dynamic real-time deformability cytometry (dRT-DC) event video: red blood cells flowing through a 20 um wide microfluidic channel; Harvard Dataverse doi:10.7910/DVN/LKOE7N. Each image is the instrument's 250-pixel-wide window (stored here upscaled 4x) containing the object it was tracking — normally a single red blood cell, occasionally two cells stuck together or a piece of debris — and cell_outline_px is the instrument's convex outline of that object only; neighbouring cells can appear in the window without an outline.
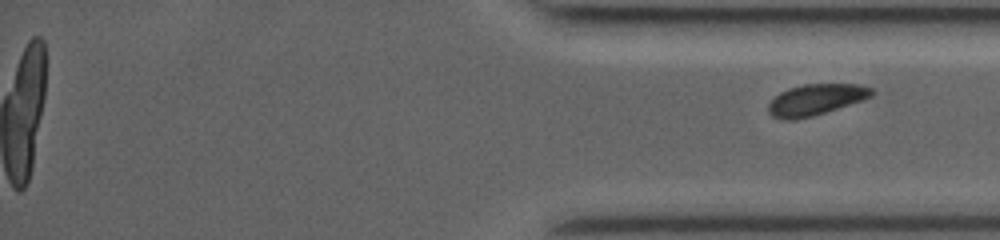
{"species": "common noctule bat (a hibernating species)", "species_latin": "Nyctalus noctula", "temperature_condition": "room temperature", "stored_images_in_passage": 52, "segment_of_instrument_passage": [2, 2], "camera_frame_rate_fps": 3500, "um_per_image_px": 0.085, "animal": {"sex": "female", "body_mass_g": 19.0, "forearm_length_mm": 53.3}, "frame": {"image": 1, "passage_image": 52, "time_ms": 14.571, "image_size_px": [1000, 240], "cell_outline_px": [[876, 92], [872, 96], [812, 116], [796, 120], [780, 120], [772, 116], [768, 112], [768, 104], [780, 92], [788, 88], [804, 84], [860, 84], [872, 88]], "centroid_in_image_um": [69.31, 8.47], "position_along_channel_um": 365.9, "area_um2": 18.61}}